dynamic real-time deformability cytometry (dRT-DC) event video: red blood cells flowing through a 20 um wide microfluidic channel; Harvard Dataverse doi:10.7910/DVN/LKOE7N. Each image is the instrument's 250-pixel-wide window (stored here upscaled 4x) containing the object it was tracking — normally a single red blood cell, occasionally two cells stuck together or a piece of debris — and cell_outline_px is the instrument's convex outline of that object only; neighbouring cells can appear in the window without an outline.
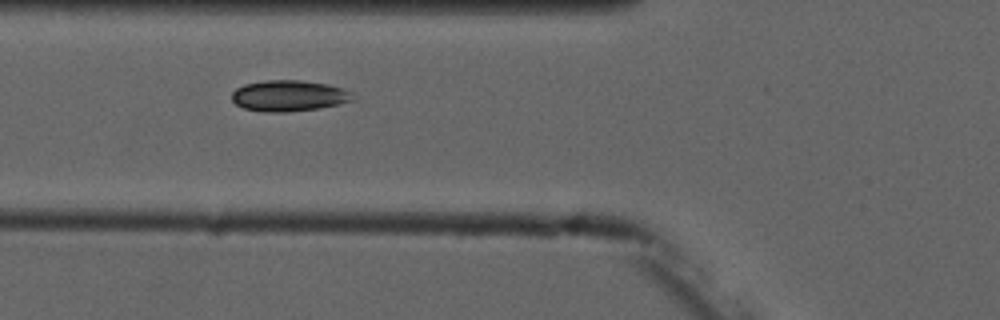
{"species": "common noctule bat (a hibernating species)", "species_latin": "Nyctalus noctula", "temperature_condition": "cold", "stored_images_in_passage": 5, "camera_frame_rate_fps": 3000, "um_per_image_px": 0.085, "animal": {"sex": "male", "forearm_length_mm": 52.5}, "frame": {"image": 1, "passage_image": 4, "time_ms": 3.667, "image_size_px": [1000, 320], "cell_outline_px": [[356, 100], [340, 104], [320, 108], [284, 112], [264, 112], [244, 108], [236, 104], [232, 100], [232, 92], [236, 88], [244, 84], [268, 80], [300, 80], [328, 84], [344, 88], [352, 92]], "centroid_in_image_um": [24.6, 8.14], "position_along_channel_um": 101.2, "area_um2": 22.08}}
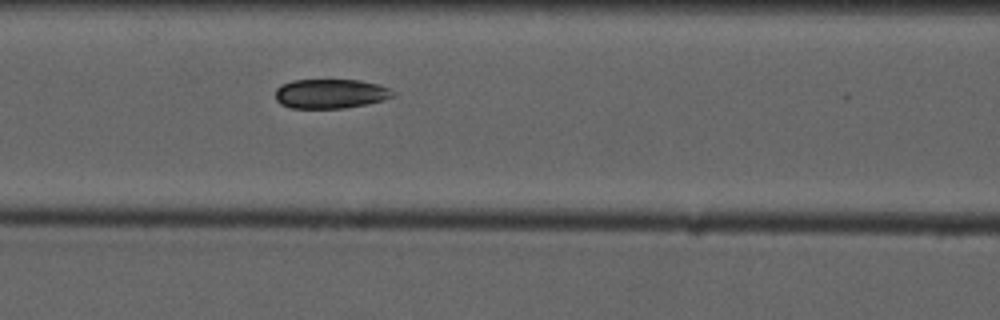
{"frame": {"image": 2, "passage_image": 5, "time_ms": 4.667, "image_size_px": [1000, 320], "cell_outline_px": [[396, 96], [384, 100], [368, 104], [344, 108], [288, 108], [280, 104], [276, 100], [276, 88], [280, 84], [292, 80], [360, 80], [376, 84], [388, 88], [396, 92]], "centroid_in_image_um": [28.09, 7.97], "position_along_channel_um": 138.5, "area_um2": 20.4}}